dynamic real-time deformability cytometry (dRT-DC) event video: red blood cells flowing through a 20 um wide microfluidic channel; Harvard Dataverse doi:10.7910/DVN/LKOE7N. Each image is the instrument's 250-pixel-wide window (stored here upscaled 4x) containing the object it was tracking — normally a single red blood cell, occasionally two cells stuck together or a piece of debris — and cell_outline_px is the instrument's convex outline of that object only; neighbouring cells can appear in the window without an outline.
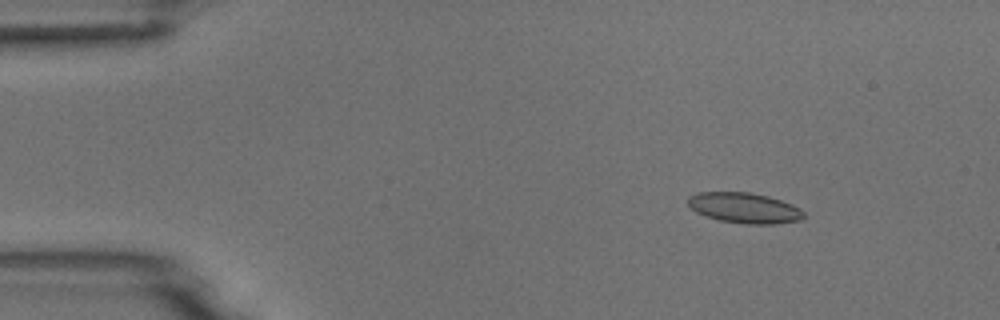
{"species": "common noctule bat (a hibernating species)", "species_latin": "Nyctalus noctula", "temperature_condition": "room temperature", "stored_images_in_passage": 4, "camera_frame_rate_fps": 3000, "um_per_image_px": 0.085, "animal": {"sex": "male", "body_mass_g": 18.8}, "frame": {"image": 1, "passage_image": 2, "time_ms": 1.0, "image_size_px": [1000, 320], "cell_outline_px": [[804, 216], [800, 220], [776, 224], [748, 224], [720, 220], [696, 212], [688, 204], [688, 196], [696, 192], [748, 192], [768, 196], [792, 204], [800, 208], [804, 212]], "centroid_in_image_um": [63.28, 17.66], "position_along_channel_um": 21.7, "area_um2": 20.46}}